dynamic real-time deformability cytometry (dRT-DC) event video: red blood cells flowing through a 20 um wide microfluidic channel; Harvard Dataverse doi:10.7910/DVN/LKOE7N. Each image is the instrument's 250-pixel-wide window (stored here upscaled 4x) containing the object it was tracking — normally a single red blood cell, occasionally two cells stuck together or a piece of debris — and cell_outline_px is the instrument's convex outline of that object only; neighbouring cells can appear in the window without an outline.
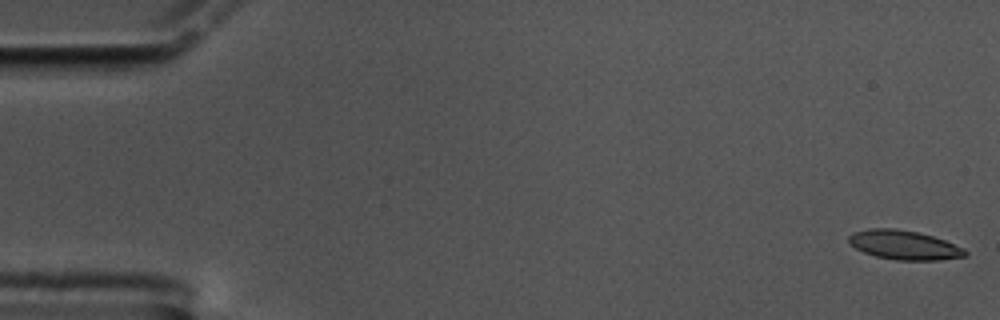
{"species": "common noctule bat (a hibernating species)", "species_latin": "Nyctalus noctula", "temperature_condition": "cold", "stored_images_in_passage": 60, "camera_frame_rate_fps": 3000, "um_per_image_px": 0.085, "animal": {"sex": "male", "body_mass_g": 17.5, "forearm_length_mm": 52.3}, "frame": {"image": 1, "passage_image": 1, "time_ms": 0.0, "image_size_px": [1000, 320], "cell_outline_px": [[968, 256], [936, 260], [896, 260], [876, 256], [864, 252], [848, 244], [848, 236], [852, 232], [868, 228], [896, 228], [916, 232], [932, 236], [944, 240], [964, 248], [968, 252]], "centroid_in_image_um": [76.82, 20.82], "position_along_channel_um": 8.2, "area_um2": 19.88}}
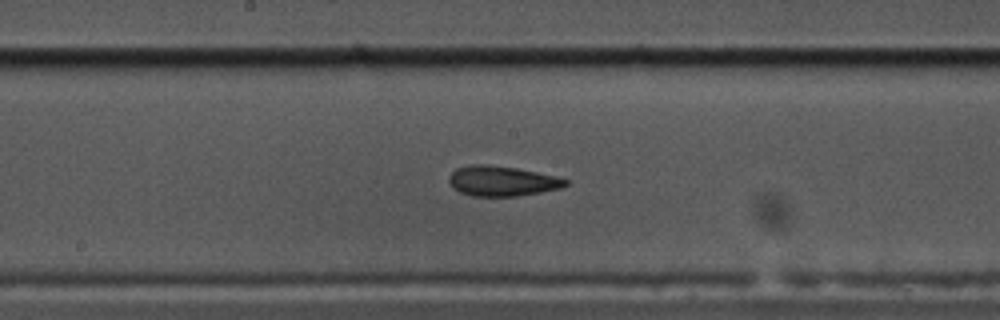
{"frame": {"image": 2, "passage_image": 31, "time_ms": 10.0, "image_size_px": [1000, 320], "cell_outline_px": [[568, 184], [560, 188], [540, 192], [516, 196], [472, 196], [460, 192], [448, 180], [448, 176], [456, 168], [472, 164], [488, 164], [516, 168], [556, 176], [568, 180]], "centroid_in_image_um": [42.66, 15.38], "position_along_channel_um": 205.5, "area_um2": 20.29}}
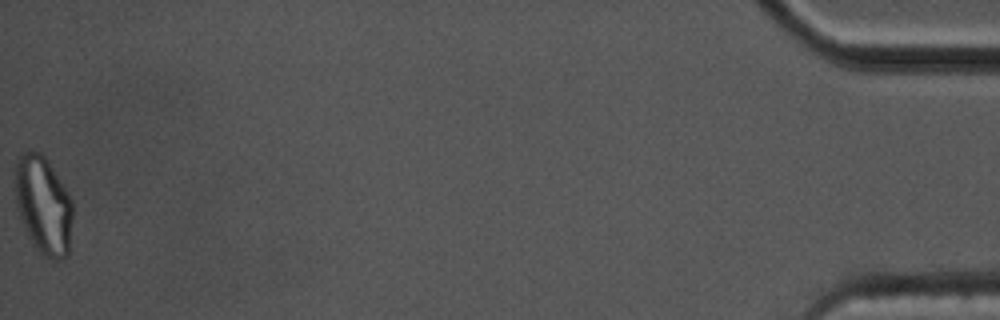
{"frame": {"image": 3, "passage_image": 60, "time_ms": 19.667, "image_size_px": [1000, 320], "cell_outline_px": [[72, 220], [68, 256], [60, 260], [52, 260], [44, 256], [32, 244], [20, 220], [16, 208], [16, 164], [20, 156], [28, 148], [40, 152], [44, 156], [52, 168], [72, 200]], "centroid_in_image_um": [3.68, 17.47], "position_along_channel_um": 431.5, "area_um2": 32.89}, "authors_computed_cell_mechanics": {"area_um2": 20.6057, "velocity_mm_per_s": 3.3624, "shape_relaxation_time_tau1_ms": null, "shape_relaxation_time_tau2_ms": 2.0818, "deformation_change_tau1": null, "deformation_change_tau2": 0.0777}}